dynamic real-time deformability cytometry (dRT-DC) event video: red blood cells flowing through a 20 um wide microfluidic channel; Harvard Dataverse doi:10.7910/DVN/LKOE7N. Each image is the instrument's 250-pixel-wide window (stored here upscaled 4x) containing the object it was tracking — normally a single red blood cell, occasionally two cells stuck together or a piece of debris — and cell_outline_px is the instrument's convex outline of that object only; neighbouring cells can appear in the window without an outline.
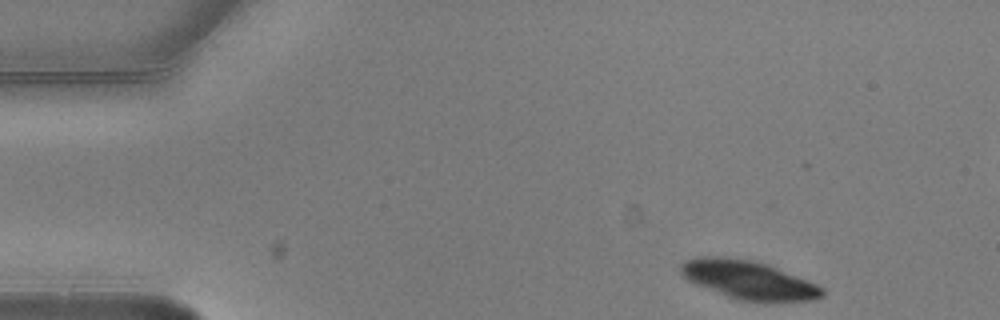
{"species": "common noctule bat (a hibernating species)", "species_latin": "Nyctalus noctula", "temperature_condition": "warm", "stored_images_in_passage": 4, "camera_frame_rate_fps": 3000, "um_per_image_px": 0.085, "animal": {"sex": "male", "body_mass_g": 20.5, "forearm_length_mm": 52.5}, "frame": {"image": 1, "passage_image": 1, "time_ms": 0.0, "image_size_px": [1000, 320], "cell_outline_px": [[824, 296], [816, 300], [740, 300], [728, 296], [696, 284], [688, 280], [680, 272], [680, 264], [696, 256], [720, 256], [752, 260], [768, 264], [808, 280], [824, 288]], "centroid_in_image_um": [63.63, 23.76], "position_along_channel_um": 21.4, "area_um2": 31.27}}